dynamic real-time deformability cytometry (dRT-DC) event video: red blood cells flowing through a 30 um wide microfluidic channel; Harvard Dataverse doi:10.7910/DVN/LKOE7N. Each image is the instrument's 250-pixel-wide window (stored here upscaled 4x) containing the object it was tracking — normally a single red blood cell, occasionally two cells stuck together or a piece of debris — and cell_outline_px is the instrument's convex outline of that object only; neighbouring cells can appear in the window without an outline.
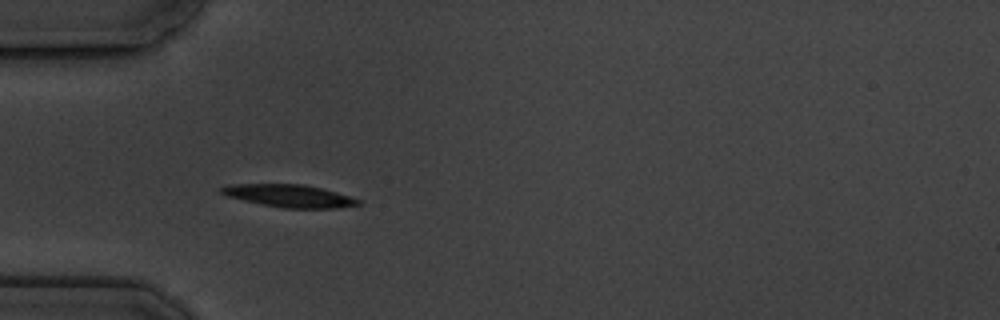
{"species": "common noctule bat (a hibernating species)", "species_latin": "Nyctalus noctula", "temperature_condition": "cold", "stored_images_in_passage": 3, "camera_frame_rate_fps": 3000, "um_per_image_px": 0.085, "animal": {"sex": "male", "body_mass_g": 19.5, "forearm_length_mm": 54.6}, "frame": {"image": 1, "passage_image": 3, "time_ms": 2.333, "image_size_px": [1000, 320], "cell_outline_px": [[360, 204], [336, 208], [284, 208], [260, 204], [228, 196], [220, 192], [220, 188], [228, 184], [304, 184], [336, 192], [360, 200]], "centroid_in_image_um": [24.56, 16.64], "position_along_channel_um": 60.4, "area_um2": 17.8}}